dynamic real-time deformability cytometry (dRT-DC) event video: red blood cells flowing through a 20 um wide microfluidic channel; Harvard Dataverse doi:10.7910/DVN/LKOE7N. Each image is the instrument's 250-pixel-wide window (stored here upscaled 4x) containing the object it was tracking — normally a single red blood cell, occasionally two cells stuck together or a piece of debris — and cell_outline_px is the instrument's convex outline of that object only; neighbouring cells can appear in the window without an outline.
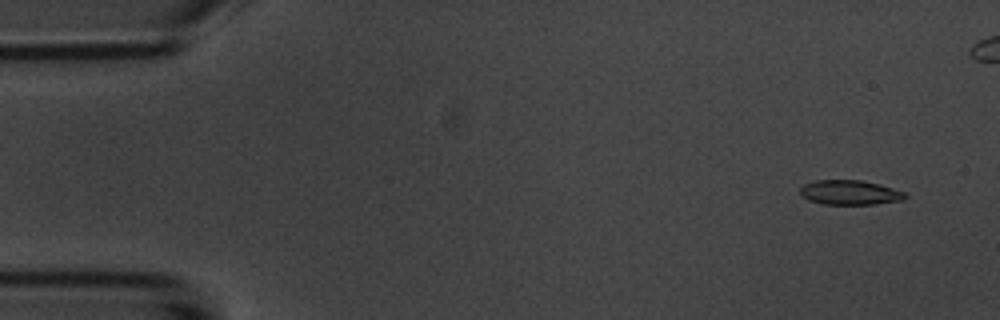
{"species": "common noctule bat (a hibernating species)", "species_latin": "Nyctalus noctula", "temperature_condition": "room temperature", "stored_images_in_passage": 56, "camera_frame_rate_fps": 3000, "um_per_image_px": 0.085, "animal": {"sex": "male", "body_mass_g": 20.1, "forearm_length_mm": 53.5}, "frame": {"image": 1, "passage_image": 4, "time_ms": 1.0, "image_size_px": [1000, 320], "cell_outline_px": [[908, 196], [904, 200], [876, 204], [824, 204], [808, 200], [800, 196], [800, 188], [804, 184], [816, 180], [860, 180], [880, 184], [904, 192]], "centroid_in_image_um": [72.23, 16.36], "position_along_channel_um": 12.8, "area_um2": 15.14}}
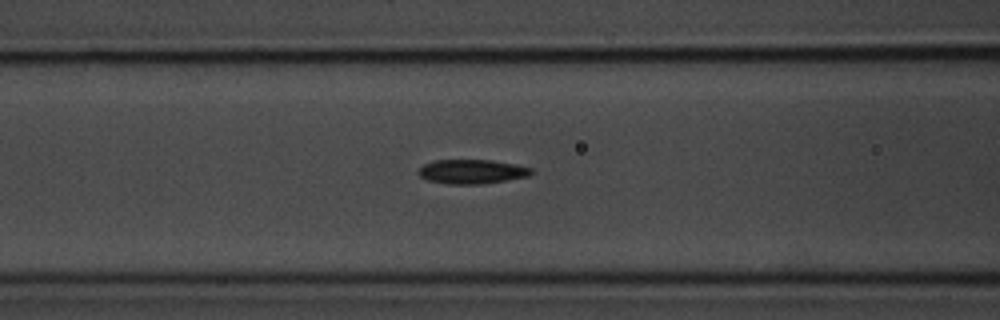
{"frame": {"image": 2, "passage_image": 22, "time_ms": 7.0, "image_size_px": [1000, 320], "cell_outline_px": [[536, 172], [528, 176], [484, 184], [448, 184], [428, 180], [420, 176], [416, 172], [424, 164], [432, 160], [492, 160], [516, 164], [532, 168]], "centroid_in_image_um": [40.13, 14.58], "position_along_channel_um": 126.5, "area_um2": 16.13}}
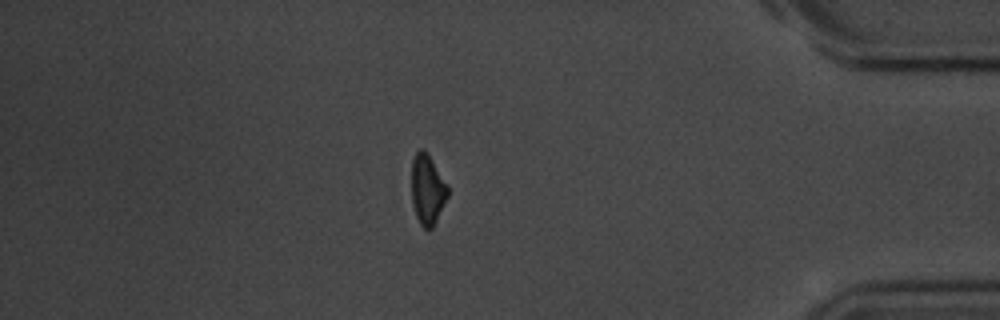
{"frame": {"image": 3, "passage_image": 47, "time_ms": 15.333, "image_size_px": [1000, 320], "cell_outline_px": [[448, 196], [432, 228], [428, 232], [420, 224], [416, 216], [412, 204], [412, 160], [416, 152], [420, 148], [424, 148], [448, 184]], "centroid_in_image_um": [36.33, 16.11], "position_along_channel_um": 398.9, "area_um2": 14.85}, "authors_computed_cell_mechanics": {"area_um2": 15.5771, "velocity_mm_per_s": 3.7171, "shape_relaxation_time_tau1_ms": 2.3489, "shape_relaxation_time_tau2_ms": 3.9326, "deformation_change_tau1": 0.1233, "deformation_change_tau2": 0.1283}}